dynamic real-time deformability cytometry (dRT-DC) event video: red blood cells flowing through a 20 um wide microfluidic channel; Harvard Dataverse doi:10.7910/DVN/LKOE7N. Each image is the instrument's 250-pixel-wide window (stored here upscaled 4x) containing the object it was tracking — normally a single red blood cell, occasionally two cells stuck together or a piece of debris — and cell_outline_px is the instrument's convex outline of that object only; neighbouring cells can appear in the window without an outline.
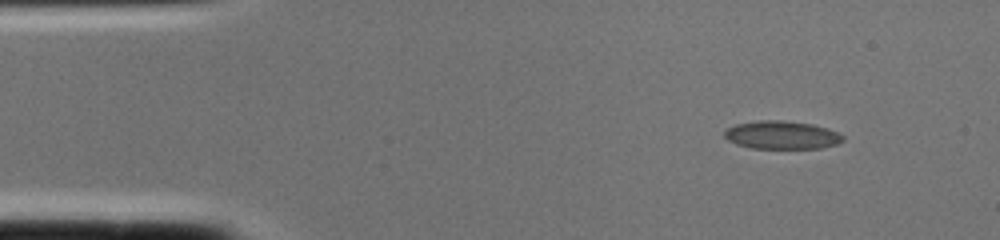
{"species": "common noctule bat (a hibernating species)", "species_latin": "Nyctalus noctula", "temperature_condition": "cold", "stored_images_in_passage": 1, "camera_frame_rate_fps": 3000, "um_per_image_px": 0.085, "animal": {"sex": "female", "body_mass_g": 22.0, "forearm_length_mm": 56.7}, "frame": {"image": 1, "passage_image": 1, "time_ms": 0.0, "image_size_px": [1000, 240], "cell_outline_px": [[844, 140], [836, 144], [820, 148], [752, 148], [736, 144], [728, 140], [724, 136], [724, 132], [728, 128], [736, 124], [760, 120], [780, 120], [812, 124], [828, 128], [844, 136]], "centroid_in_image_um": [66.45, 11.47], "position_along_channel_um": 18.6, "area_um2": 19.31}}